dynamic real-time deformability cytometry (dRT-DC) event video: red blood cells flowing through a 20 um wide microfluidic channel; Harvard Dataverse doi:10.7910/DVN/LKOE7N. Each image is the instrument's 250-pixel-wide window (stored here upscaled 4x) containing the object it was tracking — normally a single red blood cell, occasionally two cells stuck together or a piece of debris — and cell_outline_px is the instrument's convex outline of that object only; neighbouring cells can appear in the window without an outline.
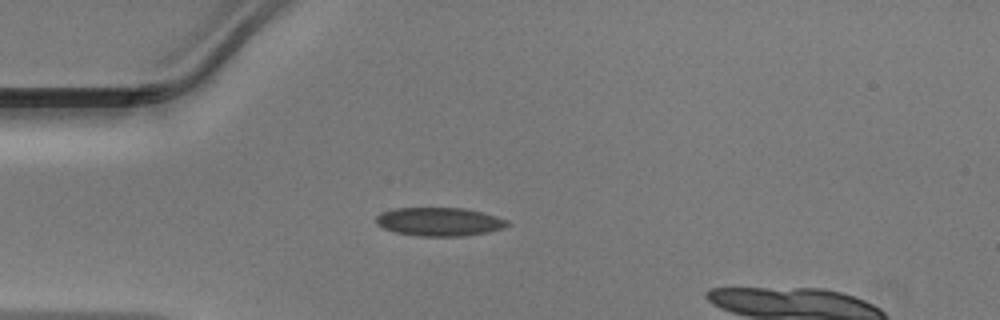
{"species": "Egyptian fruit bat (a non-hibernating species)", "species_latin": "Rousettus aegyptiacus", "temperature_condition": "warm", "stored_images_in_passage": 32, "camera_frame_rate_fps": 3000, "um_per_image_px": 0.085, "animal": {"sex": "male"}, "frame": {"image": 1, "passage_image": 1, "time_ms": 0.0, "image_size_px": [1000, 320], "cell_outline_px": [[512, 224], [504, 228], [488, 232], [464, 236], [416, 236], [396, 232], [384, 228], [376, 224], [376, 216], [380, 212], [392, 208], [464, 208], [496, 216], [508, 220]], "centroid_in_image_um": [37.34, 18.84], "position_along_channel_um": 47.7, "area_um2": 21.96}}
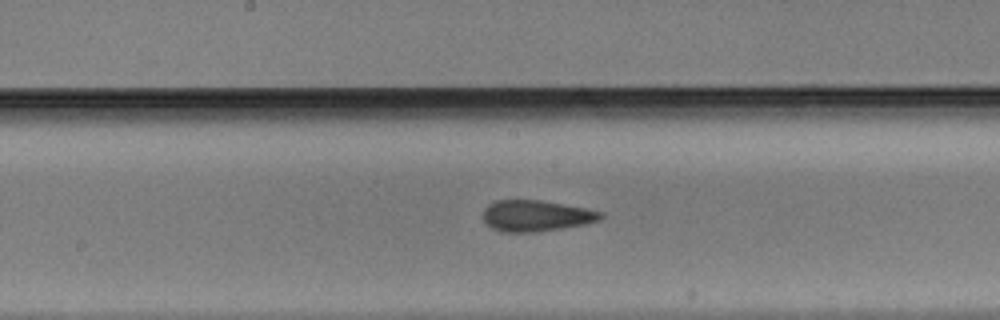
{"frame": {"image": 2, "passage_image": 13, "time_ms": 4.0, "image_size_px": [1000, 320], "cell_outline_px": [[604, 216], [600, 220], [584, 224], [536, 232], [504, 232], [492, 228], [484, 220], [484, 208], [488, 204], [496, 200], [540, 200], [584, 208], [604, 212]], "centroid_in_image_um": [45.57, 18.34], "position_along_channel_um": 202.6, "area_um2": 21.15}}
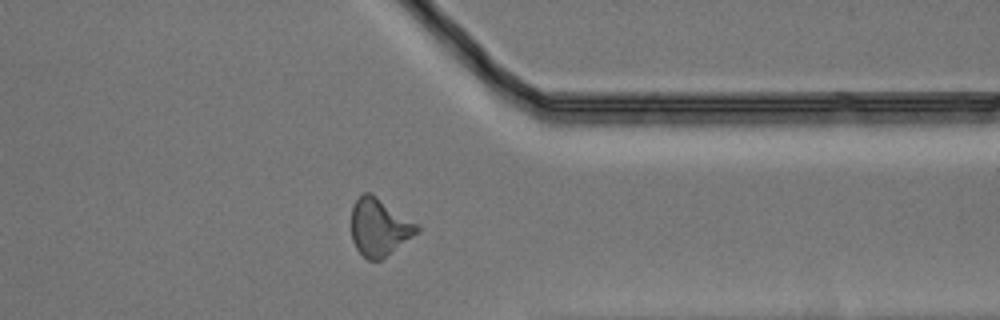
{"frame": {"image": 3, "passage_image": 26, "time_ms": 8.333, "image_size_px": [1000, 320], "cell_outline_px": [[420, 232], [380, 260], [368, 260], [356, 248], [352, 240], [352, 208], [356, 200], [364, 192], [368, 192], [376, 196], [420, 224]], "centroid_in_image_um": [32.28, 19.31], "position_along_channel_um": 379.1, "area_um2": 21.96}}